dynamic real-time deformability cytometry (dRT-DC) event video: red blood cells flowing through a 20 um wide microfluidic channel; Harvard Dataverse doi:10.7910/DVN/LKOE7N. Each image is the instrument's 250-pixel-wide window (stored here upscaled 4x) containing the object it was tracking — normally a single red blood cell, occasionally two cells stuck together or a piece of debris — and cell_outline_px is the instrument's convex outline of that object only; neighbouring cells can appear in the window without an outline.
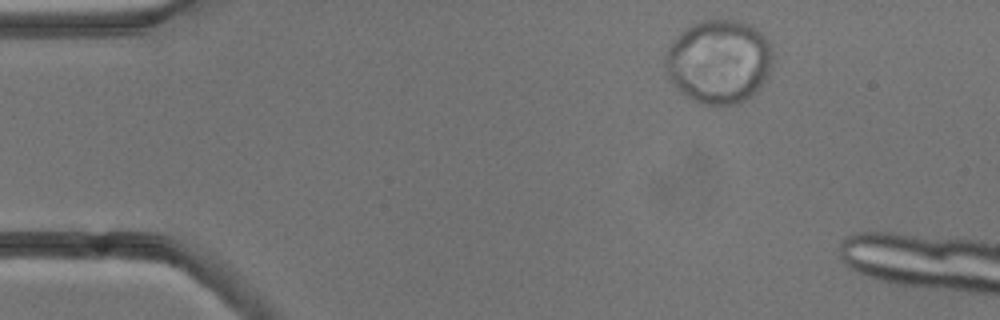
{"species": "common noctule bat (a hibernating species)", "species_latin": "Nyctalus noctula", "temperature_condition": "cold", "stored_images_in_passage": 2, "camera_frame_rate_fps": 3000, "um_per_image_px": 0.085, "animal": {"sex": "male", "body_mass_g": 13.3}, "frame": {"image": 1, "passage_image": 1, "time_ms": 0.0, "image_size_px": [1000, 320], "cell_outline_px": [[772, 60], [768, 80], [740, 104], [704, 104], [692, 100], [680, 92], [664, 76], [664, 52], [692, 24], [704, 20], [740, 20], [756, 28], [768, 40], [772, 52]], "centroid_in_image_um": [61.09, 5.25], "position_along_channel_um": 23.9, "area_um2": 52.71}}